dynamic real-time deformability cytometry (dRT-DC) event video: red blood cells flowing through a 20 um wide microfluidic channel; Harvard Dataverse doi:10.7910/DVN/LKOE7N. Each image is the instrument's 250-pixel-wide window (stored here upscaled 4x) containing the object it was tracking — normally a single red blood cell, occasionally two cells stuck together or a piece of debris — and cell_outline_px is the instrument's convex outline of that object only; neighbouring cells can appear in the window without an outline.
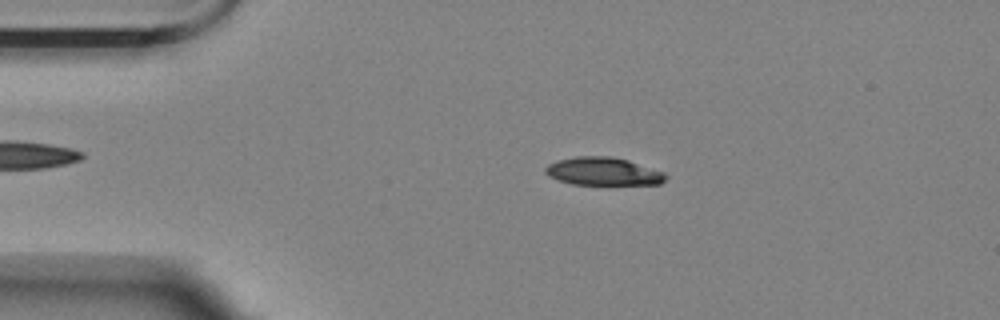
{"species": "Egyptian fruit bat (a non-hibernating species)", "species_latin": "Rousettus aegyptiacus", "temperature_condition": "room temperature", "stored_images_in_passage": 53, "camera_frame_rate_fps": 3000, "um_per_image_px": 0.085, "animal": {"sex": "female"}, "frame": {"image": 1, "passage_image": 8, "time_ms": 2.333, "image_size_px": [1000, 320], "cell_outline_px": [[668, 176], [660, 184], [572, 184], [548, 176], [544, 172], [544, 168], [548, 164], [556, 160], [576, 156], [608, 156], [628, 160], [664, 172]], "centroid_in_image_um": [51.24, 14.56], "position_along_channel_um": 33.8, "area_um2": 19.54}}
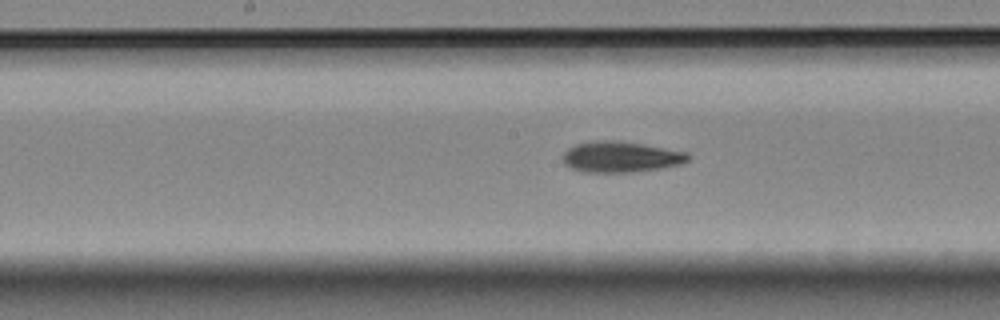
{"frame": {"image": 2, "passage_image": 25, "time_ms": 8.0, "image_size_px": [1000, 320], "cell_outline_px": [[692, 156], [688, 160], [680, 164], [660, 168], [632, 172], [584, 172], [572, 168], [564, 164], [560, 156], [568, 148], [576, 144], [592, 140], [616, 140], [644, 144], [688, 152]], "centroid_in_image_um": [52.74, 13.32], "position_along_channel_um": 195.5, "area_um2": 22.77}}
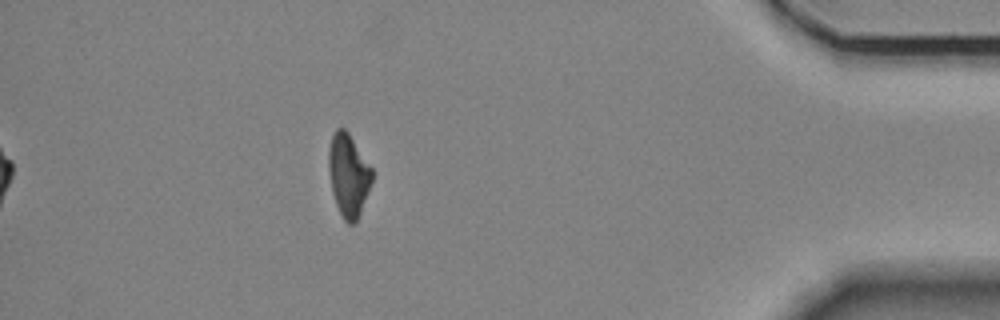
{"frame": {"image": 3, "passage_image": 47, "time_ms": 15.333, "image_size_px": [1000, 320], "cell_outline_px": [[372, 180], [360, 212], [356, 220], [352, 224], [348, 224], [344, 220], [336, 204], [332, 192], [328, 168], [328, 148], [332, 136], [336, 128], [344, 128], [348, 132], [372, 168]], "centroid_in_image_um": [29.59, 14.86], "position_along_channel_um": 405.6, "area_um2": 20.63}, "authors_computed_cell_mechanics": {"area_um2": 21.2126, "velocity_mm_per_s": 3.5216, "shape_relaxation_time_tau1_ms": 9.0751, "shape_relaxation_time_tau2_ms": 8.0648, "deformation_change_tau1": 0.198, "deformation_change_tau2": 0.1534}}